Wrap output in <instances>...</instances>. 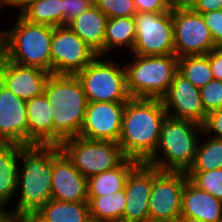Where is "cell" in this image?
Returning a JSON list of instances; mask_svg holds the SVG:
<instances>
[{"label": "cell", "instance_id": "obj_28", "mask_svg": "<svg viewBox=\"0 0 222 222\" xmlns=\"http://www.w3.org/2000/svg\"><path fill=\"white\" fill-rule=\"evenodd\" d=\"M178 72L198 89H201L214 79L209 58L206 54L179 57Z\"/></svg>", "mask_w": 222, "mask_h": 222}, {"label": "cell", "instance_id": "obj_33", "mask_svg": "<svg viewBox=\"0 0 222 222\" xmlns=\"http://www.w3.org/2000/svg\"><path fill=\"white\" fill-rule=\"evenodd\" d=\"M93 5L94 0H62V26Z\"/></svg>", "mask_w": 222, "mask_h": 222}, {"label": "cell", "instance_id": "obj_39", "mask_svg": "<svg viewBox=\"0 0 222 222\" xmlns=\"http://www.w3.org/2000/svg\"><path fill=\"white\" fill-rule=\"evenodd\" d=\"M0 222H27V217L11 209L6 211L4 208L0 209Z\"/></svg>", "mask_w": 222, "mask_h": 222}, {"label": "cell", "instance_id": "obj_16", "mask_svg": "<svg viewBox=\"0 0 222 222\" xmlns=\"http://www.w3.org/2000/svg\"><path fill=\"white\" fill-rule=\"evenodd\" d=\"M0 143L28 146L26 101L0 82Z\"/></svg>", "mask_w": 222, "mask_h": 222}, {"label": "cell", "instance_id": "obj_32", "mask_svg": "<svg viewBox=\"0 0 222 222\" xmlns=\"http://www.w3.org/2000/svg\"><path fill=\"white\" fill-rule=\"evenodd\" d=\"M200 96L206 113L222 109V81L213 79L200 89Z\"/></svg>", "mask_w": 222, "mask_h": 222}, {"label": "cell", "instance_id": "obj_21", "mask_svg": "<svg viewBox=\"0 0 222 222\" xmlns=\"http://www.w3.org/2000/svg\"><path fill=\"white\" fill-rule=\"evenodd\" d=\"M108 17L96 6L79 14L66 25L98 55H104L105 29Z\"/></svg>", "mask_w": 222, "mask_h": 222}, {"label": "cell", "instance_id": "obj_14", "mask_svg": "<svg viewBox=\"0 0 222 222\" xmlns=\"http://www.w3.org/2000/svg\"><path fill=\"white\" fill-rule=\"evenodd\" d=\"M161 100L169 117L193 121L200 125L206 118L207 113L201 101L200 89L179 72L175 74L167 93Z\"/></svg>", "mask_w": 222, "mask_h": 222}, {"label": "cell", "instance_id": "obj_17", "mask_svg": "<svg viewBox=\"0 0 222 222\" xmlns=\"http://www.w3.org/2000/svg\"><path fill=\"white\" fill-rule=\"evenodd\" d=\"M51 198L62 202L88 201L87 178L61 150L53 157Z\"/></svg>", "mask_w": 222, "mask_h": 222}, {"label": "cell", "instance_id": "obj_26", "mask_svg": "<svg viewBox=\"0 0 222 222\" xmlns=\"http://www.w3.org/2000/svg\"><path fill=\"white\" fill-rule=\"evenodd\" d=\"M136 40L134 16L108 18L105 29L104 53L115 46H127L132 52Z\"/></svg>", "mask_w": 222, "mask_h": 222}, {"label": "cell", "instance_id": "obj_31", "mask_svg": "<svg viewBox=\"0 0 222 222\" xmlns=\"http://www.w3.org/2000/svg\"><path fill=\"white\" fill-rule=\"evenodd\" d=\"M94 2L108 18L129 17L137 13L133 0H94Z\"/></svg>", "mask_w": 222, "mask_h": 222}, {"label": "cell", "instance_id": "obj_27", "mask_svg": "<svg viewBox=\"0 0 222 222\" xmlns=\"http://www.w3.org/2000/svg\"><path fill=\"white\" fill-rule=\"evenodd\" d=\"M18 15L30 23L62 26V0H38Z\"/></svg>", "mask_w": 222, "mask_h": 222}, {"label": "cell", "instance_id": "obj_7", "mask_svg": "<svg viewBox=\"0 0 222 222\" xmlns=\"http://www.w3.org/2000/svg\"><path fill=\"white\" fill-rule=\"evenodd\" d=\"M60 150L87 179L119 166L127 157L112 141L89 140L80 136L64 139Z\"/></svg>", "mask_w": 222, "mask_h": 222}, {"label": "cell", "instance_id": "obj_40", "mask_svg": "<svg viewBox=\"0 0 222 222\" xmlns=\"http://www.w3.org/2000/svg\"><path fill=\"white\" fill-rule=\"evenodd\" d=\"M36 1L38 0H6V5L21 8V13L25 8Z\"/></svg>", "mask_w": 222, "mask_h": 222}, {"label": "cell", "instance_id": "obj_34", "mask_svg": "<svg viewBox=\"0 0 222 222\" xmlns=\"http://www.w3.org/2000/svg\"><path fill=\"white\" fill-rule=\"evenodd\" d=\"M216 47H222V10L202 13Z\"/></svg>", "mask_w": 222, "mask_h": 222}, {"label": "cell", "instance_id": "obj_1", "mask_svg": "<svg viewBox=\"0 0 222 222\" xmlns=\"http://www.w3.org/2000/svg\"><path fill=\"white\" fill-rule=\"evenodd\" d=\"M166 117L161 99L130 98L123 112L118 140L124 155L145 163L156 152Z\"/></svg>", "mask_w": 222, "mask_h": 222}, {"label": "cell", "instance_id": "obj_20", "mask_svg": "<svg viewBox=\"0 0 222 222\" xmlns=\"http://www.w3.org/2000/svg\"><path fill=\"white\" fill-rule=\"evenodd\" d=\"M28 119V146L53 145V106L44 93L26 101Z\"/></svg>", "mask_w": 222, "mask_h": 222}, {"label": "cell", "instance_id": "obj_10", "mask_svg": "<svg viewBox=\"0 0 222 222\" xmlns=\"http://www.w3.org/2000/svg\"><path fill=\"white\" fill-rule=\"evenodd\" d=\"M175 55H205L216 48L208 26L201 13L193 11L186 4L172 7Z\"/></svg>", "mask_w": 222, "mask_h": 222}, {"label": "cell", "instance_id": "obj_15", "mask_svg": "<svg viewBox=\"0 0 222 222\" xmlns=\"http://www.w3.org/2000/svg\"><path fill=\"white\" fill-rule=\"evenodd\" d=\"M154 180V167L139 163L125 183L126 205L123 222H149V197Z\"/></svg>", "mask_w": 222, "mask_h": 222}, {"label": "cell", "instance_id": "obj_22", "mask_svg": "<svg viewBox=\"0 0 222 222\" xmlns=\"http://www.w3.org/2000/svg\"><path fill=\"white\" fill-rule=\"evenodd\" d=\"M27 222H92L88 201L62 202L49 199Z\"/></svg>", "mask_w": 222, "mask_h": 222}, {"label": "cell", "instance_id": "obj_24", "mask_svg": "<svg viewBox=\"0 0 222 222\" xmlns=\"http://www.w3.org/2000/svg\"><path fill=\"white\" fill-rule=\"evenodd\" d=\"M126 158L114 169L90 176L87 179L88 196H103L123 190L129 173L139 164Z\"/></svg>", "mask_w": 222, "mask_h": 222}, {"label": "cell", "instance_id": "obj_29", "mask_svg": "<svg viewBox=\"0 0 222 222\" xmlns=\"http://www.w3.org/2000/svg\"><path fill=\"white\" fill-rule=\"evenodd\" d=\"M222 168V139H206L198 143L195 159L187 172H205Z\"/></svg>", "mask_w": 222, "mask_h": 222}, {"label": "cell", "instance_id": "obj_3", "mask_svg": "<svg viewBox=\"0 0 222 222\" xmlns=\"http://www.w3.org/2000/svg\"><path fill=\"white\" fill-rule=\"evenodd\" d=\"M43 93L54 110L53 145L79 136L88 100L77 76L50 74Z\"/></svg>", "mask_w": 222, "mask_h": 222}, {"label": "cell", "instance_id": "obj_38", "mask_svg": "<svg viewBox=\"0 0 222 222\" xmlns=\"http://www.w3.org/2000/svg\"><path fill=\"white\" fill-rule=\"evenodd\" d=\"M206 55L209 58L214 80L222 81V47H216Z\"/></svg>", "mask_w": 222, "mask_h": 222}, {"label": "cell", "instance_id": "obj_11", "mask_svg": "<svg viewBox=\"0 0 222 222\" xmlns=\"http://www.w3.org/2000/svg\"><path fill=\"white\" fill-rule=\"evenodd\" d=\"M98 54L67 25L53 29L51 42V74L76 75Z\"/></svg>", "mask_w": 222, "mask_h": 222}, {"label": "cell", "instance_id": "obj_4", "mask_svg": "<svg viewBox=\"0 0 222 222\" xmlns=\"http://www.w3.org/2000/svg\"><path fill=\"white\" fill-rule=\"evenodd\" d=\"M202 126L167 116L163 121L156 152L145 162L160 171L187 172L192 166ZM159 149L163 157L158 156ZM158 156V157H157Z\"/></svg>", "mask_w": 222, "mask_h": 222}, {"label": "cell", "instance_id": "obj_19", "mask_svg": "<svg viewBox=\"0 0 222 222\" xmlns=\"http://www.w3.org/2000/svg\"><path fill=\"white\" fill-rule=\"evenodd\" d=\"M181 219L188 222H222V201L187 180L182 193Z\"/></svg>", "mask_w": 222, "mask_h": 222}, {"label": "cell", "instance_id": "obj_42", "mask_svg": "<svg viewBox=\"0 0 222 222\" xmlns=\"http://www.w3.org/2000/svg\"><path fill=\"white\" fill-rule=\"evenodd\" d=\"M173 4H185L187 0H170Z\"/></svg>", "mask_w": 222, "mask_h": 222}, {"label": "cell", "instance_id": "obj_2", "mask_svg": "<svg viewBox=\"0 0 222 222\" xmlns=\"http://www.w3.org/2000/svg\"><path fill=\"white\" fill-rule=\"evenodd\" d=\"M59 145L33 144L21 148L22 173L17 176V189H22L15 212L29 217L35 214L52 193L53 157Z\"/></svg>", "mask_w": 222, "mask_h": 222}, {"label": "cell", "instance_id": "obj_18", "mask_svg": "<svg viewBox=\"0 0 222 222\" xmlns=\"http://www.w3.org/2000/svg\"><path fill=\"white\" fill-rule=\"evenodd\" d=\"M51 73L30 66H21L5 58L0 70V82L16 96L28 101L44 92Z\"/></svg>", "mask_w": 222, "mask_h": 222}, {"label": "cell", "instance_id": "obj_37", "mask_svg": "<svg viewBox=\"0 0 222 222\" xmlns=\"http://www.w3.org/2000/svg\"><path fill=\"white\" fill-rule=\"evenodd\" d=\"M185 4L193 11L201 14L222 10V0H187Z\"/></svg>", "mask_w": 222, "mask_h": 222}, {"label": "cell", "instance_id": "obj_13", "mask_svg": "<svg viewBox=\"0 0 222 222\" xmlns=\"http://www.w3.org/2000/svg\"><path fill=\"white\" fill-rule=\"evenodd\" d=\"M126 102H88L79 136L118 143Z\"/></svg>", "mask_w": 222, "mask_h": 222}, {"label": "cell", "instance_id": "obj_9", "mask_svg": "<svg viewBox=\"0 0 222 222\" xmlns=\"http://www.w3.org/2000/svg\"><path fill=\"white\" fill-rule=\"evenodd\" d=\"M136 40L131 54L162 56L175 54L172 10L163 13H136Z\"/></svg>", "mask_w": 222, "mask_h": 222}, {"label": "cell", "instance_id": "obj_41", "mask_svg": "<svg viewBox=\"0 0 222 222\" xmlns=\"http://www.w3.org/2000/svg\"><path fill=\"white\" fill-rule=\"evenodd\" d=\"M6 58V49H5V32L0 31V70L2 68V64Z\"/></svg>", "mask_w": 222, "mask_h": 222}, {"label": "cell", "instance_id": "obj_23", "mask_svg": "<svg viewBox=\"0 0 222 222\" xmlns=\"http://www.w3.org/2000/svg\"><path fill=\"white\" fill-rule=\"evenodd\" d=\"M23 145L0 143V209L17 191L18 159Z\"/></svg>", "mask_w": 222, "mask_h": 222}, {"label": "cell", "instance_id": "obj_30", "mask_svg": "<svg viewBox=\"0 0 222 222\" xmlns=\"http://www.w3.org/2000/svg\"><path fill=\"white\" fill-rule=\"evenodd\" d=\"M186 175L198 189L222 201V168L205 172H186Z\"/></svg>", "mask_w": 222, "mask_h": 222}, {"label": "cell", "instance_id": "obj_6", "mask_svg": "<svg viewBox=\"0 0 222 222\" xmlns=\"http://www.w3.org/2000/svg\"><path fill=\"white\" fill-rule=\"evenodd\" d=\"M133 57V63L124 66L129 96L161 99L178 72V57L175 54Z\"/></svg>", "mask_w": 222, "mask_h": 222}, {"label": "cell", "instance_id": "obj_44", "mask_svg": "<svg viewBox=\"0 0 222 222\" xmlns=\"http://www.w3.org/2000/svg\"><path fill=\"white\" fill-rule=\"evenodd\" d=\"M167 222H188V221L180 218V219H177V220L167 221Z\"/></svg>", "mask_w": 222, "mask_h": 222}, {"label": "cell", "instance_id": "obj_12", "mask_svg": "<svg viewBox=\"0 0 222 222\" xmlns=\"http://www.w3.org/2000/svg\"><path fill=\"white\" fill-rule=\"evenodd\" d=\"M188 177L185 172L160 171L154 167L149 197V222L181 218L182 193Z\"/></svg>", "mask_w": 222, "mask_h": 222}, {"label": "cell", "instance_id": "obj_35", "mask_svg": "<svg viewBox=\"0 0 222 222\" xmlns=\"http://www.w3.org/2000/svg\"><path fill=\"white\" fill-rule=\"evenodd\" d=\"M137 13H163L172 10L174 4L170 0H133Z\"/></svg>", "mask_w": 222, "mask_h": 222}, {"label": "cell", "instance_id": "obj_5", "mask_svg": "<svg viewBox=\"0 0 222 222\" xmlns=\"http://www.w3.org/2000/svg\"><path fill=\"white\" fill-rule=\"evenodd\" d=\"M53 29V26L30 23L19 15L15 27L5 32L6 59L51 73Z\"/></svg>", "mask_w": 222, "mask_h": 222}, {"label": "cell", "instance_id": "obj_25", "mask_svg": "<svg viewBox=\"0 0 222 222\" xmlns=\"http://www.w3.org/2000/svg\"><path fill=\"white\" fill-rule=\"evenodd\" d=\"M92 222H123L125 190L103 196H88Z\"/></svg>", "mask_w": 222, "mask_h": 222}, {"label": "cell", "instance_id": "obj_36", "mask_svg": "<svg viewBox=\"0 0 222 222\" xmlns=\"http://www.w3.org/2000/svg\"><path fill=\"white\" fill-rule=\"evenodd\" d=\"M201 126L203 136L215 132L213 138L222 139V109L207 113Z\"/></svg>", "mask_w": 222, "mask_h": 222}, {"label": "cell", "instance_id": "obj_8", "mask_svg": "<svg viewBox=\"0 0 222 222\" xmlns=\"http://www.w3.org/2000/svg\"><path fill=\"white\" fill-rule=\"evenodd\" d=\"M100 57L98 55L76 74L88 102H127L131 97L127 91L125 67Z\"/></svg>", "mask_w": 222, "mask_h": 222}, {"label": "cell", "instance_id": "obj_43", "mask_svg": "<svg viewBox=\"0 0 222 222\" xmlns=\"http://www.w3.org/2000/svg\"><path fill=\"white\" fill-rule=\"evenodd\" d=\"M6 4V0H0V11L2 10V7Z\"/></svg>", "mask_w": 222, "mask_h": 222}]
</instances>
